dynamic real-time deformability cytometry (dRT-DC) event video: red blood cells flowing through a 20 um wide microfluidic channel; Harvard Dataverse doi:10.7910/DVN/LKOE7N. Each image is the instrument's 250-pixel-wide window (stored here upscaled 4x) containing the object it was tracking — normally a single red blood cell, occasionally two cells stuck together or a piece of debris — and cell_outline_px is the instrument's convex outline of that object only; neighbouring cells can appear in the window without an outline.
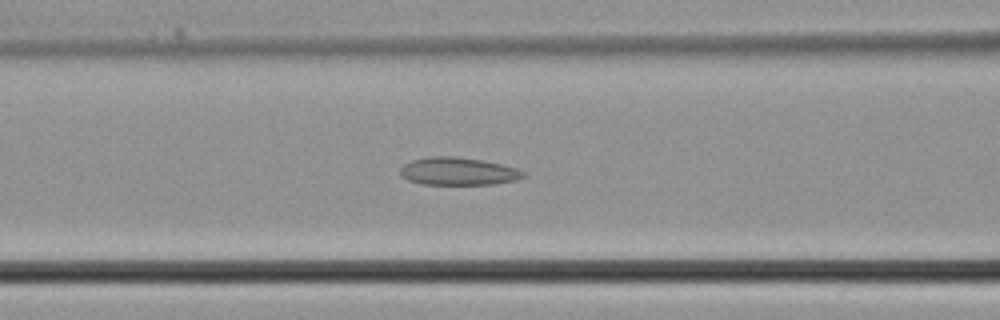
{"species": "common noctule bat (a hibernating species)", "species_latin": "Nyctalus noctula", "temperature_condition": "cold", "stored_images_in_passage": 37, "camera_frame_rate_fps": 3000, "um_per_image_px": 0.085, "animal": {"sex": "male", "body_mass_g": 21.5, "forearm_length_mm": 52.0}, "frame": {"image": 1, "passage_image": 16, "time_ms": 5.0, "image_size_px": [1000, 320], "cell_outline_px": [[524, 176], [516, 180], [492, 184], [420, 184], [408, 180], [400, 176], [400, 168], [404, 164], [412, 160], [428, 156], [456, 156], [480, 160], [500, 164], [516, 168], [524, 172]], "centroid_in_image_um": [38.88, 14.56], "position_along_channel_um": 127.7, "area_um2": 19.83}}
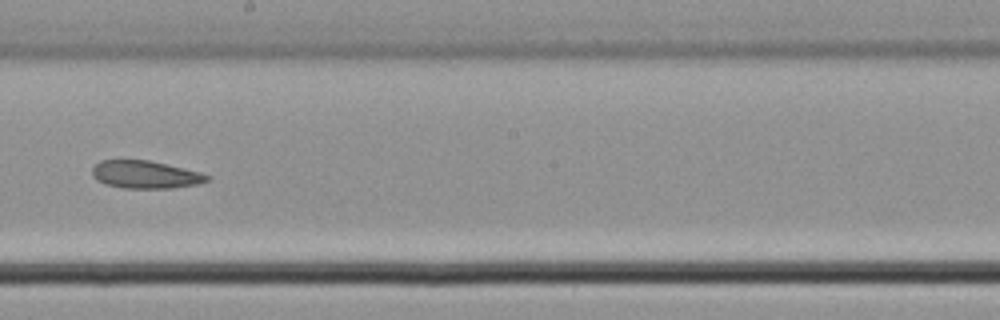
{"frame": {"image": 2, "passage_image": 22, "time_ms": 7.0, "image_size_px": [1000, 320], "cell_outline_px": [[208, 180], [196, 184], [172, 188], [120, 188], [104, 184], [96, 180], [92, 176], [92, 168], [100, 160], [148, 160], [200, 172], [208, 176]], "centroid_in_image_um": [12.28, 14.84], "position_along_channel_um": 235.9, "area_um2": 18.44}}
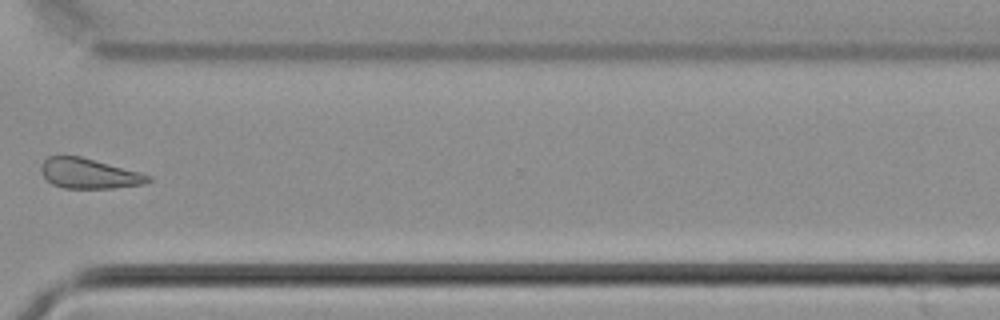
{"frame": {"image": 3, "passage_image": 29, "time_ms": 9.333, "image_size_px": [1000, 320], "cell_outline_px": [[152, 180], [144, 184], [112, 188], [64, 188], [52, 184], [44, 176], [40, 168], [40, 164], [48, 156], [80, 156], [140, 172], [152, 176]], "centroid_in_image_um": [7.57, 14.75], "position_along_channel_um": 363.0, "area_um2": 18.73}}